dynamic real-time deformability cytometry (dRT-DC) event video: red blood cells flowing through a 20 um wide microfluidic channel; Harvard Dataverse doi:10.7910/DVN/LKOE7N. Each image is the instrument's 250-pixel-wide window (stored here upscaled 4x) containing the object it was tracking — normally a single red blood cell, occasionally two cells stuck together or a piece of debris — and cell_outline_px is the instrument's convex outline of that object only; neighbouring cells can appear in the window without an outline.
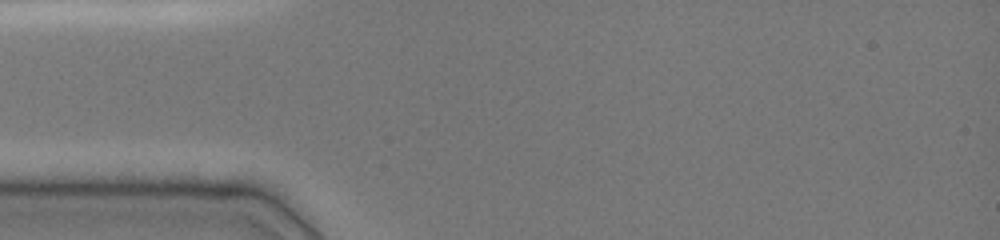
{"species": "common noctule bat (a hibernating species)", "species_latin": "Nyctalus noctula", "temperature_condition": "cold", "stored_images_in_passage": 2, "camera_frame_rate_fps": 3000, "um_per_image_px": 0.085, "animal": {"sex": "female", "body_mass_g": 19.0, "forearm_length_mm": 51.5}, "frame": {"image": 1, "passage_image": 1, "time_ms": 0.0, "image_size_px": [1000, 240], "cell_outline_px": [[204, 192], [72, 192], [56, 188], [88, 180], [184, 180], [192, 184]], "centroid_in_image_um": [11.2, 15.84], "position_along_channel_um": 73.8, "area_um2": 10.87}}